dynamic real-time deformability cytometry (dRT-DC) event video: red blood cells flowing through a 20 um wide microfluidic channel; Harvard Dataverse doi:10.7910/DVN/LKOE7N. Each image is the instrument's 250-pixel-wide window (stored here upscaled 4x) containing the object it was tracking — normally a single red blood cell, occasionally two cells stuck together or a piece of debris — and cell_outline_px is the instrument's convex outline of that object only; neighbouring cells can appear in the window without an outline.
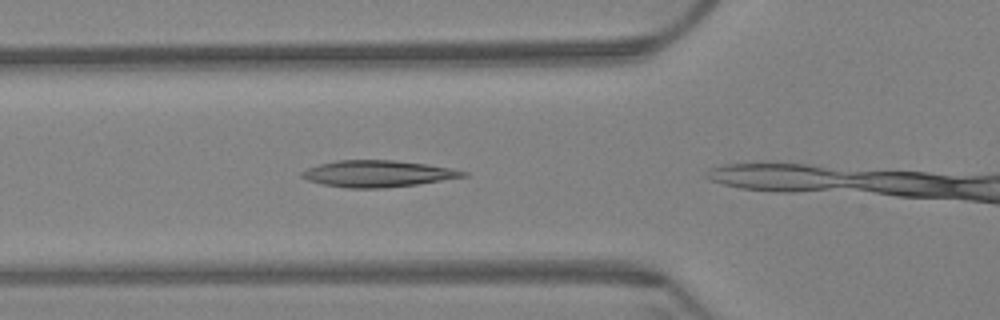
{"species": "Egyptian fruit bat (a non-hibernating species)", "species_latin": "Rousettus aegyptiacus", "temperature_condition": "warm", "stored_images_in_passage": 3, "camera_frame_rate_fps": 3000, "um_per_image_px": 0.085, "animal": {"sex": "female"}, "frame": {"image": 1, "passage_image": 2, "time_ms": 0.333, "image_size_px": [1000, 320], "cell_outline_px": [[468, 176], [416, 184], [384, 188], [344, 188], [320, 184], [308, 180], [300, 176], [300, 172], [308, 168], [320, 164], [336, 160], [392, 160], [428, 164], [468, 172]], "centroid_in_image_um": [32.06, 14.76], "position_along_channel_um": 93.7, "area_um2": 24.91}}